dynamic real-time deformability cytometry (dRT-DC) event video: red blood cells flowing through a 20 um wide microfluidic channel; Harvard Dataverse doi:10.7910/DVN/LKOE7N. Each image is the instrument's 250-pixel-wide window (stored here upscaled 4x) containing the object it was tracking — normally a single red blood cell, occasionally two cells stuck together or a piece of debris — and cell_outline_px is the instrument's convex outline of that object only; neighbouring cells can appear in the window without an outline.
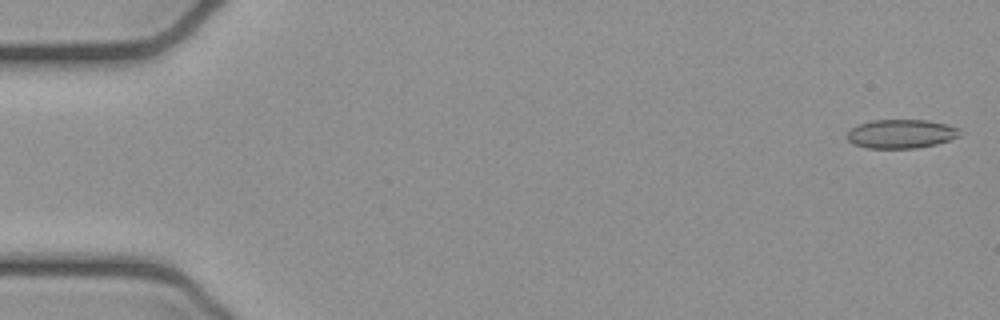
{"species": "common noctule bat (a hibernating species)", "species_latin": "Nyctalus noctula", "temperature_condition": "cold", "stored_images_in_passage": 4, "camera_frame_rate_fps": 3000, "um_per_image_px": 0.085, "animal": {"sex": "female", "body_mass_g": 21.9}, "frame": {"image": 1, "passage_image": 1, "time_ms": 0.0, "image_size_px": [1000, 320], "cell_outline_px": [[960, 136], [936, 144], [916, 148], [868, 148], [852, 144], [848, 140], [848, 132], [852, 128], [860, 124], [872, 120], [928, 120], [948, 124], [960, 128]], "centroid_in_image_um": [76.62, 11.37], "position_along_channel_um": 8.4, "area_um2": 18.96}}
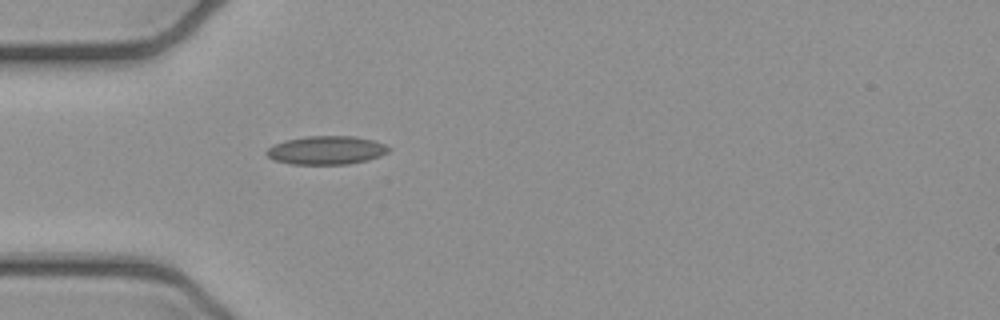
{"frame": {"image": 2, "passage_image": 4, "time_ms": 1.0, "image_size_px": [1000, 320], "cell_outline_px": [[392, 148], [388, 152], [380, 156], [368, 160], [348, 164], [288, 164], [272, 160], [264, 152], [268, 148], [276, 144], [288, 140], [308, 136], [356, 136], [372, 140], [384, 144]], "centroid_in_image_um": [27.75, 12.78], "position_along_channel_um": 57.2, "area_um2": 20.29}}